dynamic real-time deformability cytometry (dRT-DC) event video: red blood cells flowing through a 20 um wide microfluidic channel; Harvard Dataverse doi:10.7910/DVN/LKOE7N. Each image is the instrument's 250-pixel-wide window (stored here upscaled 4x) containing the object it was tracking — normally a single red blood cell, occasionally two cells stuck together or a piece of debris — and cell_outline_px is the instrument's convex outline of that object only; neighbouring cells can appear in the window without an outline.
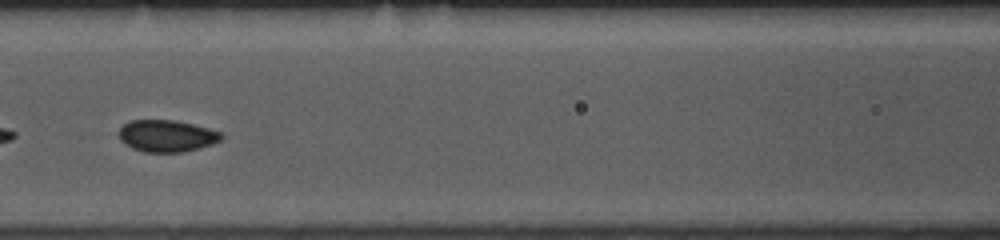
{"species": "common noctule bat (a hibernating species)", "species_latin": "Nyctalus noctula", "temperature_condition": "room temperature", "stored_images_in_passage": 48, "camera_frame_rate_fps": 3000, "um_per_image_px": 0.085, "animal": {"sex": "female", "body_mass_g": 10.0, "forearm_length_mm": 53.1}, "frame": {"image": 1, "passage_image": 20, "time_ms": 6.333, "image_size_px": [1000, 240], "cell_outline_px": [[224, 136], [220, 140], [212, 144], [200, 148], [184, 152], [144, 152], [132, 148], [120, 140], [120, 128], [124, 124], [132, 120], [172, 120], [192, 124], [208, 128], [220, 132]], "centroid_in_image_um": [14.18, 11.56], "position_along_channel_um": 152.4, "area_um2": 18.9}}
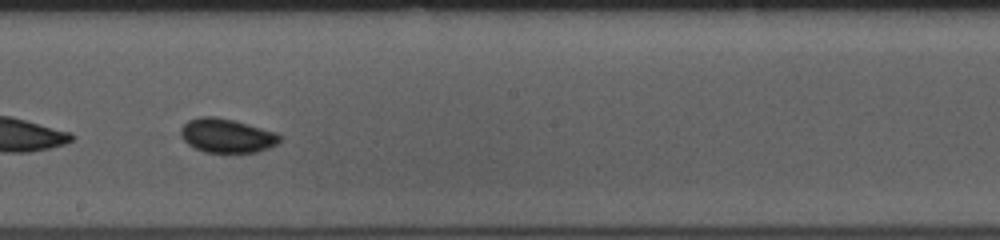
{"frame": {"image": 2, "passage_image": 26, "time_ms": 8.333, "image_size_px": [1000, 240], "cell_outline_px": [[284, 136], [276, 144], [268, 148], [256, 152], [204, 152], [188, 144], [180, 136], [180, 128], [188, 120], [200, 116], [216, 116], [236, 120], [276, 132]], "centroid_in_image_um": [19.28, 11.51], "position_along_channel_um": 228.9, "area_um2": 19.83}}
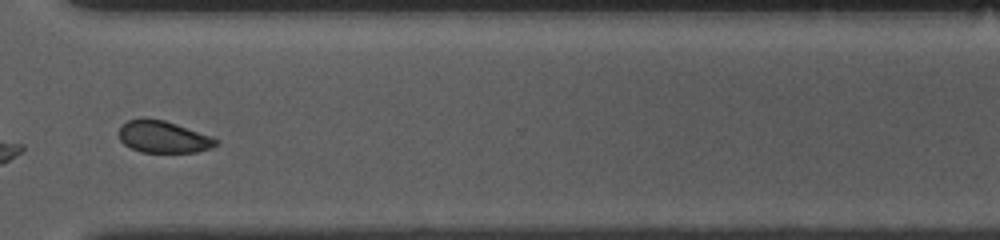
{"frame": {"image": 3, "passage_image": 36, "time_ms": 11.667, "image_size_px": [1000, 240], "cell_outline_px": [[220, 140], [212, 148], [196, 152], [140, 152], [124, 144], [120, 140], [120, 124], [128, 120], [140, 116], [144, 116], [164, 120], [212, 136]], "centroid_in_image_um": [13.86, 11.61], "position_along_channel_um": 356.7, "area_um2": 18.32}}